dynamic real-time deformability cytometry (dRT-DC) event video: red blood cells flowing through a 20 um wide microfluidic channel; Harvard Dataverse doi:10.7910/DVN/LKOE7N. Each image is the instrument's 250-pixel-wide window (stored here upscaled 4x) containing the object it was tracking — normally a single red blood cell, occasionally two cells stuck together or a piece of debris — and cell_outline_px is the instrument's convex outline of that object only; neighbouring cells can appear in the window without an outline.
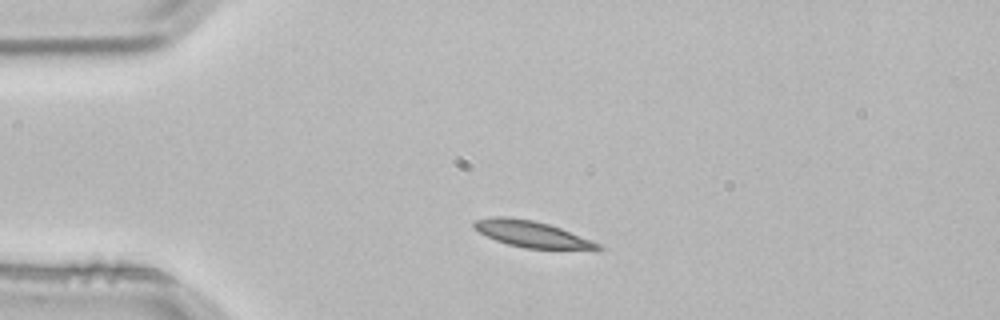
{"species": "common noctule bat (a hibernating species)", "species_latin": "Nyctalus noctula", "temperature_condition": "room temperature", "stored_images_in_passage": 2, "camera_frame_rate_fps": 3000, "um_per_image_px": 0.085, "animal": {"sex": "male", "body_mass_g": 21.5, "forearm_length_mm": 52.0}, "frame": {"image": 1, "passage_image": 1, "time_ms": 0.0, "image_size_px": [1000, 320], "cell_outline_px": [[604, 248], [600, 252], [524, 248], [508, 244], [496, 240], [472, 228], [472, 224], [476, 220], [496, 216], [504, 216], [532, 220], [548, 224], [560, 228], [600, 244]], "centroid_in_image_um": [45.32, 19.95], "position_along_channel_um": 39.7, "area_um2": 19.42}}
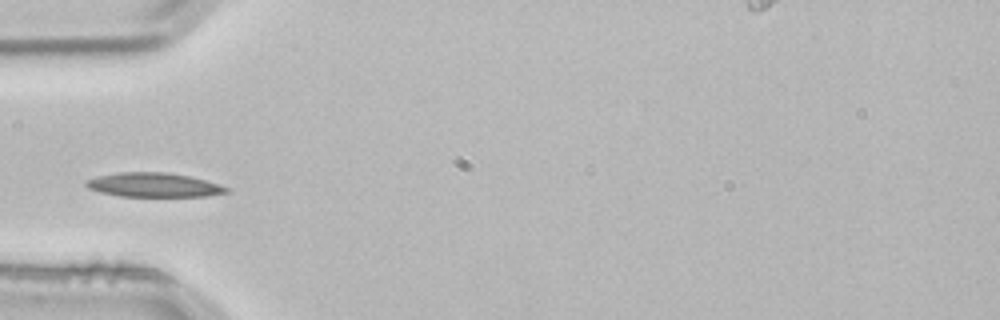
{"frame": {"image": 2, "passage_image": 2, "time_ms": 0.333, "image_size_px": [1000, 320], "cell_outline_px": [[228, 192], [208, 196], [120, 196], [100, 192], [88, 188], [84, 184], [88, 180], [96, 176], [120, 172], [164, 172], [188, 176], [204, 180], [228, 188]], "centroid_in_image_um": [13.02, 15.72], "position_along_channel_um": 72.0, "area_um2": 19.48}}